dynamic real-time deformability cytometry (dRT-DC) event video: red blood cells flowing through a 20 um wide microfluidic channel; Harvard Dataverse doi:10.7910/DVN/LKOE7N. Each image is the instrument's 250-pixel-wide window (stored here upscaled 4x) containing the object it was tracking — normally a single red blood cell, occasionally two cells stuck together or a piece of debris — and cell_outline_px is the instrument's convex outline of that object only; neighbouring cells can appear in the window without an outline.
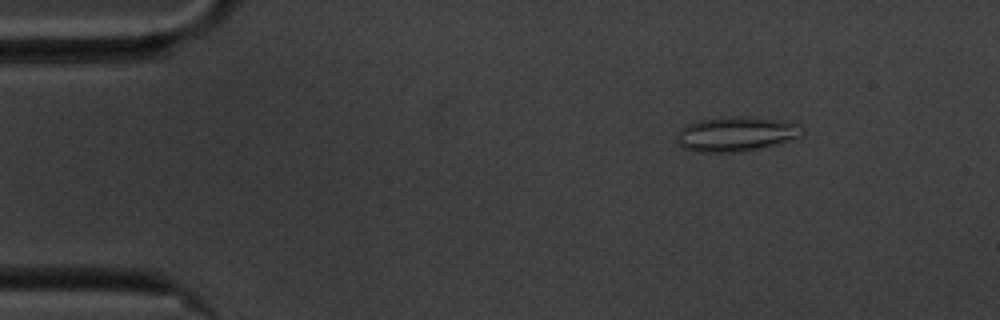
{"species": "common noctule bat (a hibernating species)", "species_latin": "Nyctalus noctula", "temperature_condition": "cold", "stored_images_in_passage": 57, "camera_frame_rate_fps": 3000, "um_per_image_px": 0.085, "animal": {"sex": "male", "body_mass_g": 20.1, "forearm_length_mm": 53.5}, "frame": {"image": 1, "passage_image": 8, "time_ms": 2.333, "image_size_px": [1000, 320], "cell_outline_px": [[804, 136], [776, 144], [744, 152], [700, 152], [684, 148], [676, 140], [680, 128], [688, 124], [700, 120], [736, 116], [740, 116], [776, 120], [800, 124], [804, 128]], "centroid_in_image_um": [62.61, 11.4], "position_along_channel_um": 22.4, "area_um2": 25.26}}
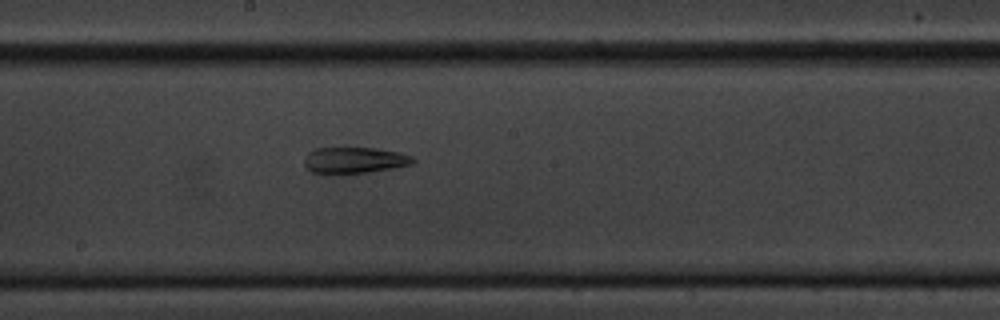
{"frame": {"image": 2, "passage_image": 31, "time_ms": 10.0, "image_size_px": [1000, 320], "cell_outline_px": [[416, 160], [412, 164], [392, 168], [368, 172], [340, 176], [312, 172], [304, 164], [304, 156], [308, 152], [316, 148], [376, 148], [400, 152], [412, 156]], "centroid_in_image_um": [30.1, 13.64], "position_along_channel_um": 218.1, "area_um2": 17.05}}
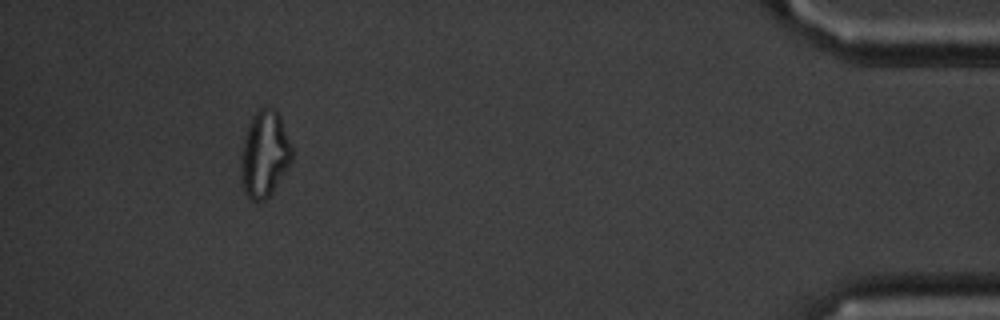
{"frame": {"image": 3, "passage_image": 53, "time_ms": 17.333, "image_size_px": [1000, 320], "cell_outline_px": [[292, 160], [272, 192], [264, 200], [252, 200], [244, 192], [240, 172], [240, 164], [244, 136], [248, 124], [252, 116], [260, 108], [268, 104], [280, 116], [292, 148]], "centroid_in_image_um": [22.47, 13.07], "position_along_channel_um": 412.7, "area_um2": 25.55}, "authors_computed_cell_mechanics": {"area_um2": 22.3686, "velocity_mm_per_s": 3.4999, "shape_relaxation_time_tau1_ms": null, "shape_relaxation_time_tau2_ms": 5.0762, "deformation_change_tau1": null, "deformation_change_tau2": 0.1629}}